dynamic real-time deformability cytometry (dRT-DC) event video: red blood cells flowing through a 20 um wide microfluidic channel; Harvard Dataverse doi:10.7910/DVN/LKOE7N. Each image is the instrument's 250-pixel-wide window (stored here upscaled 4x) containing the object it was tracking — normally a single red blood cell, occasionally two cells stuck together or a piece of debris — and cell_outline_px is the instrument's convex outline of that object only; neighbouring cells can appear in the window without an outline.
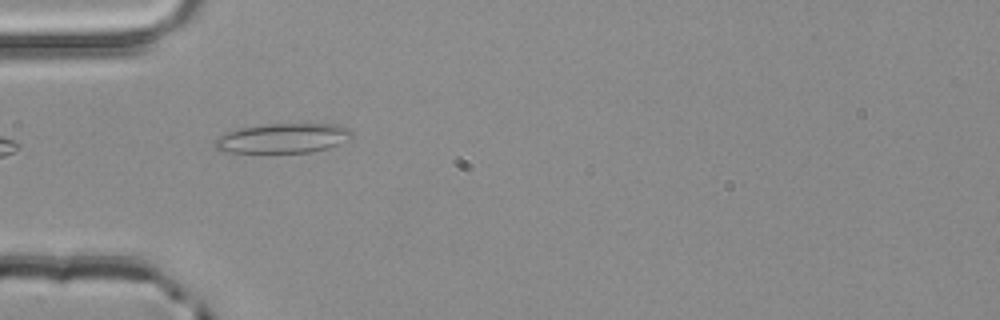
{"species": "common noctule bat (a hibernating species)", "species_latin": "Nyctalus noctula", "temperature_condition": "room temperature", "stored_images_in_passage": 3, "camera_frame_rate_fps": 3000, "um_per_image_px": 0.085, "animal": {"sex": "male", "body_mass_g": 20.4}, "frame": {"image": 1, "passage_image": 3, "time_ms": 0.667, "image_size_px": [1000, 320], "cell_outline_px": [[352, 136], [328, 148], [312, 152], [220, 152], [212, 144], [216, 136], [240, 128], [264, 124], [336, 124], [348, 128], [352, 132]], "centroid_in_image_um": [23.97, 11.75], "position_along_channel_um": 61.0, "area_um2": 23.58}}